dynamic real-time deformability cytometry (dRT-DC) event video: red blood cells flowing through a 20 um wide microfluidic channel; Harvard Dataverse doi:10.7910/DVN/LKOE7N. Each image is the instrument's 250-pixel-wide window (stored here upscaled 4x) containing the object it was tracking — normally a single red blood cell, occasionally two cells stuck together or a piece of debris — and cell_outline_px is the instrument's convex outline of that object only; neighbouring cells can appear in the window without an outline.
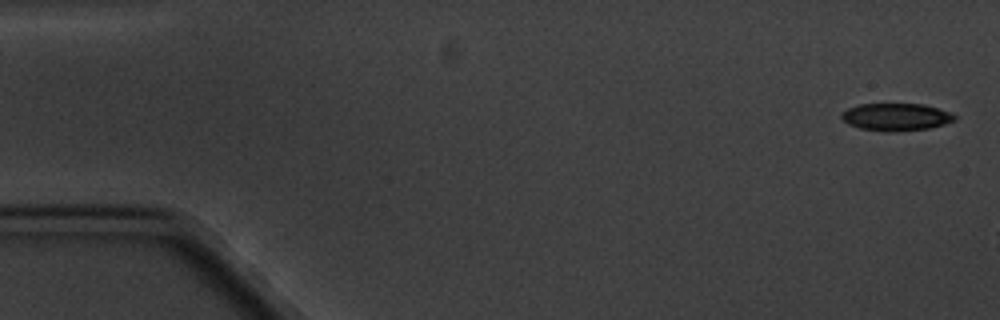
{"species": "common noctule bat (a hibernating species)", "species_latin": "Nyctalus noctula", "temperature_condition": "cold", "stored_images_in_passage": 3, "camera_frame_rate_fps": 3000, "um_per_image_px": 0.085, "animal": {"sex": "male", "body_mass_g": 20.1, "forearm_length_mm": 53.5}, "frame": {"image": 1, "passage_image": 1, "time_ms": 0.0, "image_size_px": [1000, 320], "cell_outline_px": [[956, 116], [952, 120], [944, 124], [928, 128], [896, 132], [888, 132], [860, 128], [848, 124], [840, 116], [848, 108], [860, 104], [924, 104], [948, 112]], "centroid_in_image_um": [76.13, 9.94], "position_along_channel_um": 8.9, "area_um2": 17.8}}